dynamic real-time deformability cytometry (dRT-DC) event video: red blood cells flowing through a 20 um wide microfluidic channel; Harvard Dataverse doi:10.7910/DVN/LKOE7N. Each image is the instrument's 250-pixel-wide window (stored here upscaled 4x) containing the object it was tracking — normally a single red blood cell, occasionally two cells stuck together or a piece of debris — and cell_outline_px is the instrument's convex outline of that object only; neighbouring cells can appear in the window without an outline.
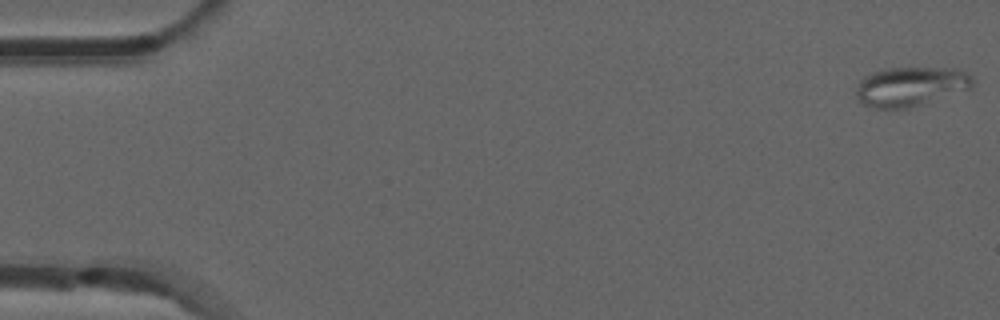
{"species": "common noctule bat (a hibernating species)", "species_latin": "Nyctalus noctula", "temperature_condition": "room temperature", "stored_images_in_passage": 53, "camera_frame_rate_fps": 3000, "um_per_image_px": 0.085, "animal": {"sex": "male", "forearm_length_mm": 52.5}, "frame": {"image": 1, "passage_image": 1, "time_ms": 0.0, "image_size_px": [1000, 320], "cell_outline_px": [[976, 80], [972, 88], [908, 108], [876, 108], [864, 104], [856, 96], [856, 88], [860, 80], [864, 76], [872, 72], [888, 68], [956, 68], [972, 76]], "centroid_in_image_um": [77.42, 7.34], "position_along_channel_um": 7.6, "area_um2": 26.65}}
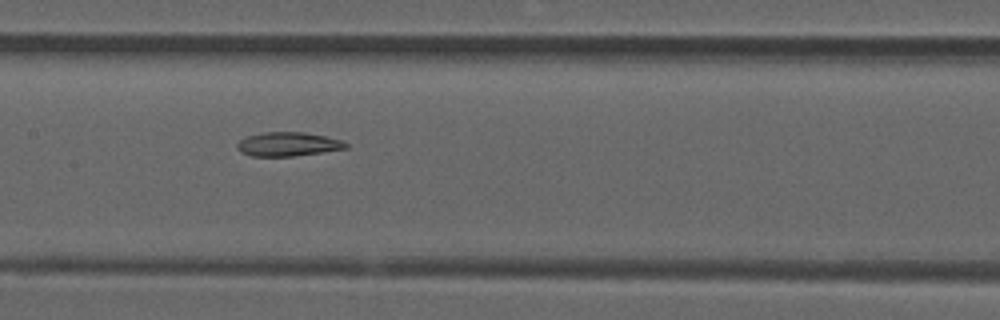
{"frame": {"image": 2, "passage_image": 26, "time_ms": 8.333, "image_size_px": [1000, 320], "cell_outline_px": [[348, 148], [292, 156], [252, 156], [240, 152], [236, 148], [236, 144], [240, 140], [248, 136], [264, 132], [304, 132], [328, 136], [340, 140], [348, 144]], "centroid_in_image_um": [24.46, 12.25], "position_along_channel_um": 182.9, "area_um2": 15.14}}
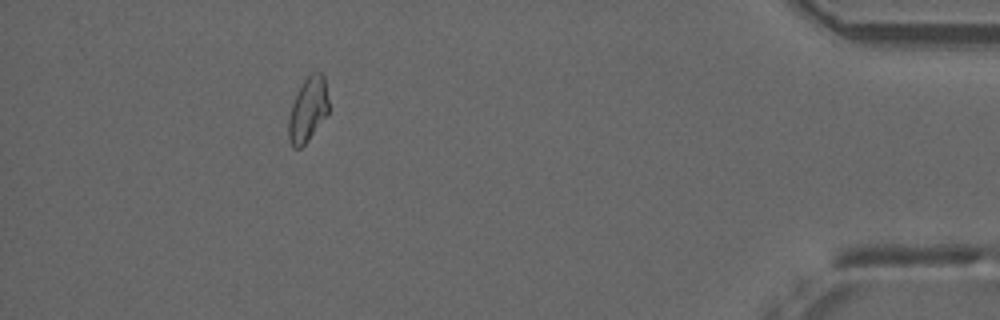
{"frame": {"image": 3, "passage_image": 48, "time_ms": 15.667, "image_size_px": [1000, 320], "cell_outline_px": [[328, 112], [308, 140], [300, 148], [292, 148], [288, 140], [288, 116], [292, 104], [300, 84], [312, 72], [320, 72], [324, 76], [328, 100]], "centroid_in_image_um": [26.14, 9.31], "position_along_channel_um": 409.1, "area_um2": 15.03}, "authors_computed_cell_mechanics": {"area_um2": 15.6638, "velocity_mm_per_s": 3.8579, "shape_relaxation_time_tau1_ms": null, "shape_relaxation_time_tau2_ms": 6.4009, "deformation_change_tau1": null, "deformation_change_tau2": 0.1228}}